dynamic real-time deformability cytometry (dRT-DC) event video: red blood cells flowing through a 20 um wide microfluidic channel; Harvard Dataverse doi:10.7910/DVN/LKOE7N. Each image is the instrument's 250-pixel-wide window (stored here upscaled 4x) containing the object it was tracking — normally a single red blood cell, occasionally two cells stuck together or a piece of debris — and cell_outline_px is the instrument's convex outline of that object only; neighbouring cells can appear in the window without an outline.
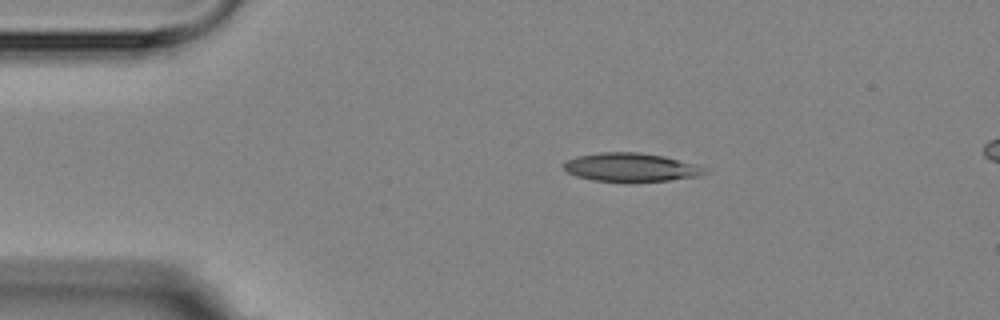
{"species": "Egyptian fruit bat (a non-hibernating species)", "species_latin": "Rousettus aegyptiacus", "temperature_condition": "room temperature", "stored_images_in_passage": 9, "camera_frame_rate_fps": 3000, "um_per_image_px": 0.085, "animal": {"sex": "female"}, "frame": {"image": 1, "passage_image": 1, "time_ms": 0.0, "image_size_px": [1000, 320], "cell_outline_px": [[712, 172], [704, 176], [668, 180], [592, 180], [576, 176], [568, 172], [560, 164], [576, 156], [600, 152], [640, 152], [664, 156], [700, 164], [708, 168]], "centroid_in_image_um": [53.74, 14.19], "position_along_channel_um": 31.3, "area_um2": 23.58}}
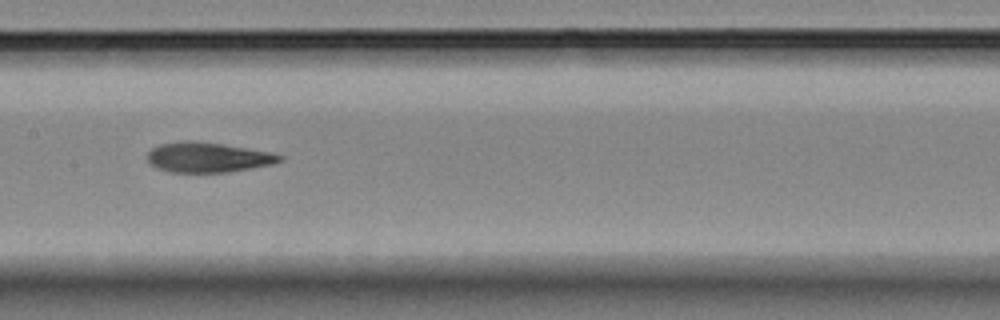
{"frame": {"image": 2, "passage_image": 6, "time_ms": 5.667, "image_size_px": [1000, 320], "cell_outline_px": [[284, 160], [272, 164], [228, 172], [168, 172], [156, 168], [148, 164], [148, 152], [152, 148], [160, 144], [184, 140], [188, 140], [220, 144], [268, 152], [284, 156]], "centroid_in_image_um": [17.61, 13.38], "position_along_channel_um": 189.8, "area_um2": 22.95}}
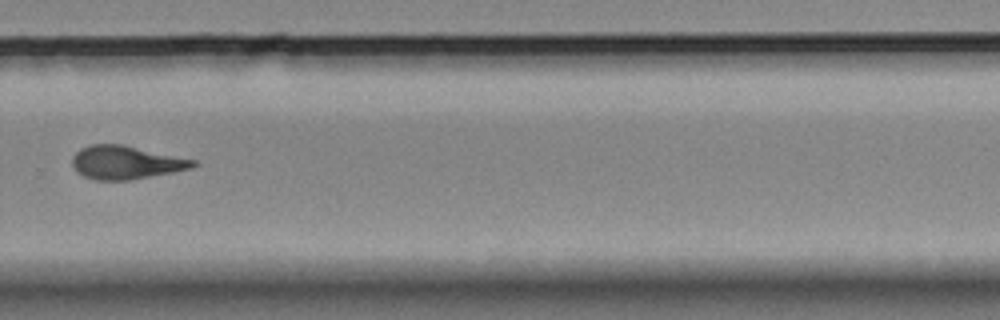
{"frame": {"image": 3, "passage_image": 9, "time_ms": 9.333, "image_size_px": [1000, 320], "cell_outline_px": [[200, 164], [192, 168], [172, 172], [128, 180], [96, 180], [84, 176], [76, 172], [72, 164], [72, 156], [80, 148], [88, 144], [120, 144], [196, 160]], "centroid_in_image_um": [10.67, 13.8], "position_along_channel_um": 319.1, "area_um2": 23.41}}